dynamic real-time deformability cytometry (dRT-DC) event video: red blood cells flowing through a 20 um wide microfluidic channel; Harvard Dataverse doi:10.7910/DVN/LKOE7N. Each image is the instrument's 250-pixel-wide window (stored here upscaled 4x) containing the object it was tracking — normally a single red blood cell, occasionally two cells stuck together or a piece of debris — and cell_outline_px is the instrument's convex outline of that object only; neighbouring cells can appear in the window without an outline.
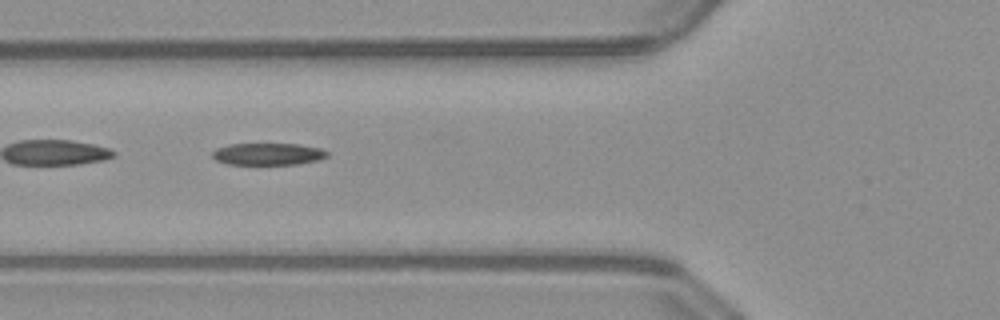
{"species": "common noctule bat (a hibernating species)", "species_latin": "Nyctalus noctula", "temperature_condition": "warm", "stored_images_in_passage": 38, "camera_frame_rate_fps": 3000, "um_per_image_px": 0.085, "animal": {"sex": "male", "body_mass_g": 23.1, "forearm_length_mm": 52.7}, "frame": {"image": 1, "passage_image": 6, "time_ms": 1.667, "image_size_px": [1000, 320], "cell_outline_px": [[328, 156], [320, 160], [296, 164], [228, 164], [216, 160], [212, 156], [212, 152], [216, 148], [228, 144], [300, 144], [320, 148], [328, 152]], "centroid_in_image_um": [22.79, 13.09], "position_along_channel_um": 103.0, "area_um2": 14.74}}
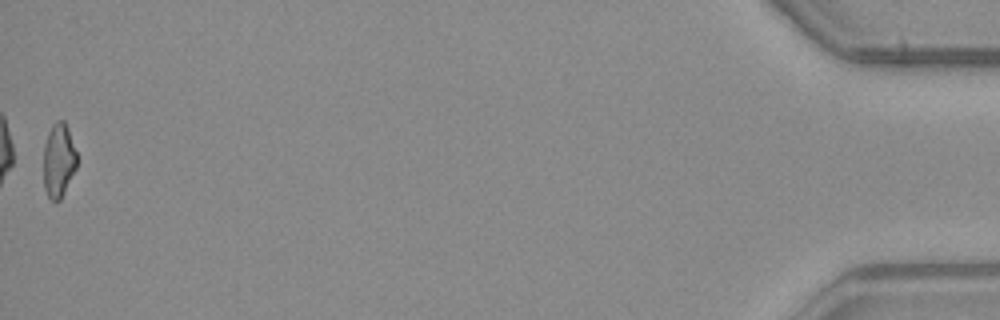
{"frame": {"image": 2, "passage_image": 38, "time_ms": 12.333, "image_size_px": [1000, 320], "cell_outline_px": [[76, 168], [60, 200], [56, 204], [48, 196], [44, 188], [44, 144], [48, 132], [52, 124], [56, 120], [64, 120], [68, 128], [76, 152]], "centroid_in_image_um": [4.97, 13.62], "position_along_channel_um": 430.2, "area_um2": 14.39}, "authors_computed_cell_mechanics": {"area_um2": 15.5482, "velocity_mm_per_s": 4.0536, "shape_relaxation_time_tau1_ms": 6.6257, "shape_relaxation_time_tau2_ms": 3.7894, "deformation_change_tau1": 0.2083, "deformation_change_tau2": 0.1336}}